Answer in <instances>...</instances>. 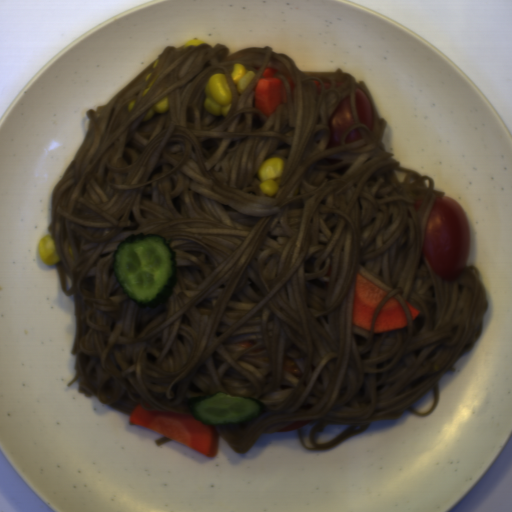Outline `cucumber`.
<instances>
[{
  "label": "cucumber",
  "mask_w": 512,
  "mask_h": 512,
  "mask_svg": "<svg viewBox=\"0 0 512 512\" xmlns=\"http://www.w3.org/2000/svg\"><path fill=\"white\" fill-rule=\"evenodd\" d=\"M177 252L164 237L134 232L114 255L116 279L138 307L156 306L172 295L178 273Z\"/></svg>",
  "instance_id": "obj_1"
},
{
  "label": "cucumber",
  "mask_w": 512,
  "mask_h": 512,
  "mask_svg": "<svg viewBox=\"0 0 512 512\" xmlns=\"http://www.w3.org/2000/svg\"><path fill=\"white\" fill-rule=\"evenodd\" d=\"M187 407L195 420L210 426L243 423L257 418L268 408L263 402L221 392L194 395Z\"/></svg>",
  "instance_id": "obj_2"
}]
</instances>
